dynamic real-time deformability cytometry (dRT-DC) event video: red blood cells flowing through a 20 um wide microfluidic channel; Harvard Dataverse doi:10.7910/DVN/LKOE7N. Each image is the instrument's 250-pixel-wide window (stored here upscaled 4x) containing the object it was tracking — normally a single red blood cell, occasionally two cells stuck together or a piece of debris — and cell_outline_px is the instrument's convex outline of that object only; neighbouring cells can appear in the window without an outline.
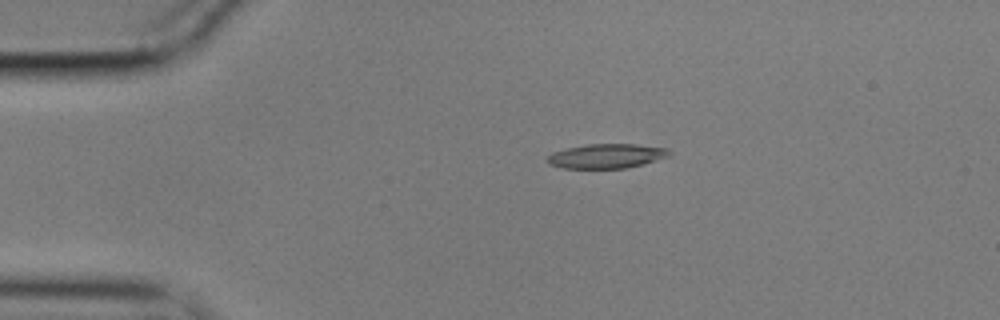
{"species": "common noctule bat (a hibernating species)", "species_latin": "Nyctalus noctula", "temperature_condition": "cold", "stored_images_in_passage": 21, "camera_frame_rate_fps": 3000, "um_per_image_px": 0.085, "animal": {"sex": "male", "body_mass_g": 17.9}, "frame": {"image": 1, "passage_image": 1, "time_ms": 0.0, "image_size_px": [1000, 320], "cell_outline_px": [[672, 156], [644, 164], [628, 168], [564, 168], [548, 164], [548, 156], [552, 152], [568, 148], [588, 144], [636, 144], [668, 148], [672, 152]], "centroid_in_image_um": [51.63, 13.26], "position_along_channel_um": 33.4, "area_um2": 17.51}}
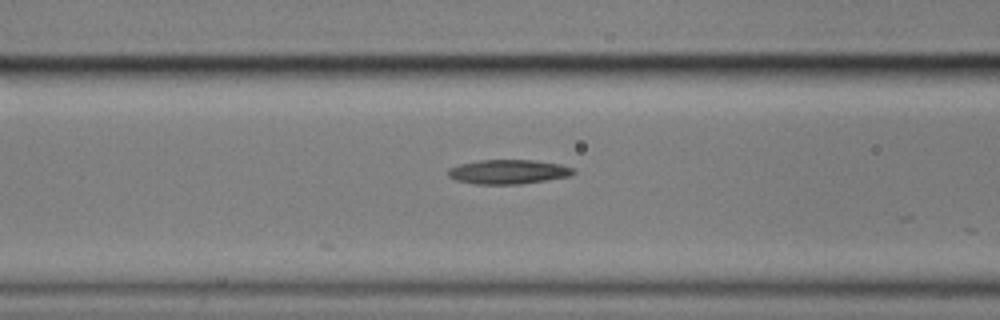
{"frame": {"image": 2, "passage_image": 12, "time_ms": 3.667, "image_size_px": [1000, 320], "cell_outline_px": [[576, 172], [568, 176], [520, 184], [476, 184], [456, 180], [448, 176], [448, 168], [460, 164], [480, 160], [532, 160], [560, 164], [572, 168]], "centroid_in_image_um": [43.16, 14.6], "position_along_channel_um": 123.4, "area_um2": 17.57}}
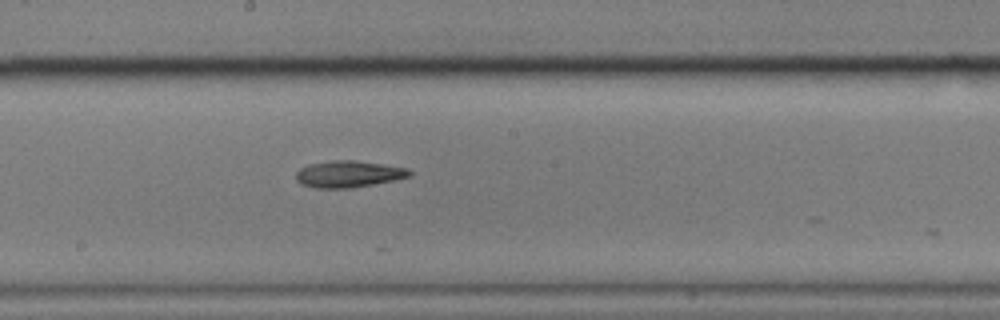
{"frame": {"image": 3, "passage_image": 20, "time_ms": 6.333, "image_size_px": [1000, 320], "cell_outline_px": [[412, 176], [372, 184], [348, 188], [312, 188], [300, 184], [296, 180], [296, 172], [300, 168], [308, 164], [332, 160], [352, 160], [408, 168], [412, 172]], "centroid_in_image_um": [29.57, 14.79], "position_along_channel_um": 218.6, "area_um2": 17.57}}